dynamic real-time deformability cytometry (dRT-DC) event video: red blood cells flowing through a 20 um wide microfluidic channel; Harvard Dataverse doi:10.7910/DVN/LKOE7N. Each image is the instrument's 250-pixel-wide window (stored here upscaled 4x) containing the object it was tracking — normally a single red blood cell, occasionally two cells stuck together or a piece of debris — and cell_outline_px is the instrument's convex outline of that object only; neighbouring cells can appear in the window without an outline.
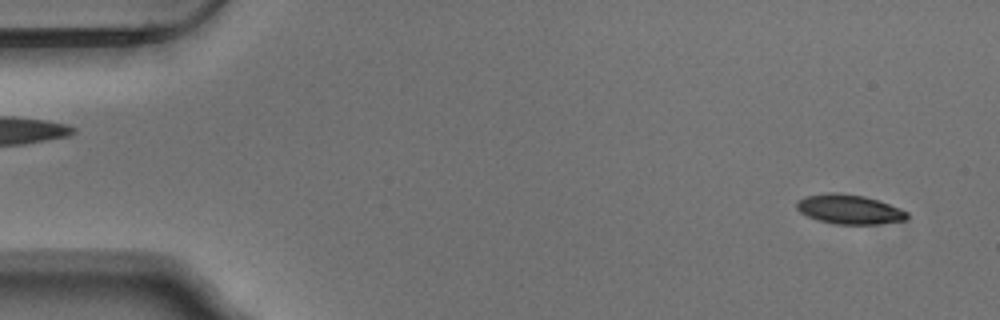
{"species": "Egyptian fruit bat (a non-hibernating species)", "species_latin": "Rousettus aegyptiacus", "temperature_condition": "warm", "stored_images_in_passage": 54, "camera_frame_rate_fps": 3000, "um_per_image_px": 0.085, "animal": {"sex": "male"}, "frame": {"image": 1, "passage_image": 3, "time_ms": 0.667, "image_size_px": [1000, 320], "cell_outline_px": [[908, 220], [876, 224], [836, 224], [820, 220], [808, 216], [800, 212], [796, 208], [796, 200], [804, 196], [828, 192], [836, 192], [864, 196], [900, 208], [908, 212]], "centroid_in_image_um": [72.17, 17.78], "position_along_channel_um": 12.8, "area_um2": 18.96}}
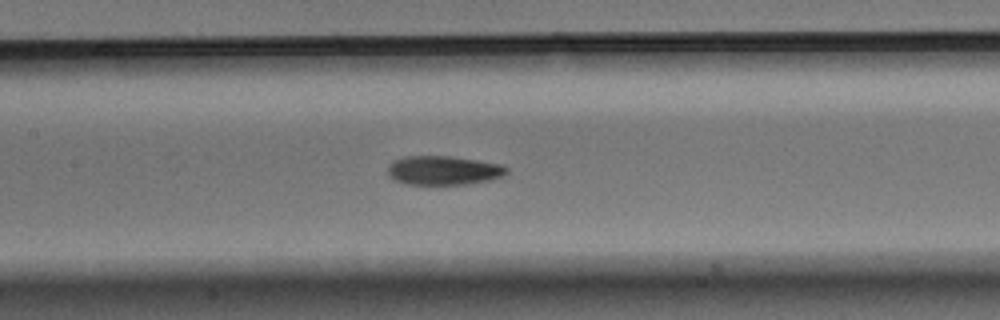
{"frame": {"image": 2, "passage_image": 25, "time_ms": 8.0, "image_size_px": [1000, 320], "cell_outline_px": [[508, 172], [504, 176], [492, 180], [464, 184], [404, 184], [388, 176], [388, 164], [396, 160], [408, 156], [452, 156], [504, 164], [508, 168]], "centroid_in_image_um": [37.75, 14.48], "position_along_channel_um": 169.7, "area_um2": 20.29}}
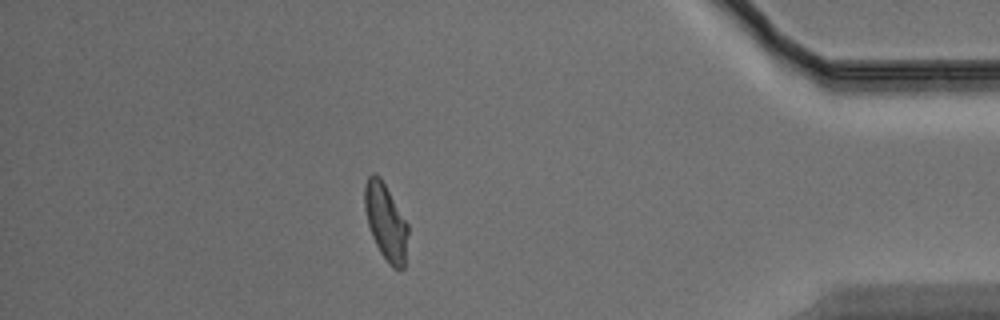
{"frame": {"image": 3, "passage_image": 47, "time_ms": 15.333, "image_size_px": [1000, 320], "cell_outline_px": [[408, 232], [404, 268], [400, 272], [392, 268], [388, 264], [380, 252], [372, 236], [368, 224], [364, 208], [364, 184], [368, 176], [372, 172], [376, 172], [380, 176], [408, 224]], "centroid_in_image_um": [32.78, 18.86], "position_along_channel_um": 402.4, "area_um2": 19.54}, "authors_computed_cell_mechanics": {"area_um2": 19.5075, "velocity_mm_per_s": 3.7343, "shape_relaxation_time_tau1_ms": 5.0522, "shape_relaxation_time_tau2_ms": 3.1711, "deformation_change_tau1": 0.1554, "deformation_change_tau2": 0.0936}}